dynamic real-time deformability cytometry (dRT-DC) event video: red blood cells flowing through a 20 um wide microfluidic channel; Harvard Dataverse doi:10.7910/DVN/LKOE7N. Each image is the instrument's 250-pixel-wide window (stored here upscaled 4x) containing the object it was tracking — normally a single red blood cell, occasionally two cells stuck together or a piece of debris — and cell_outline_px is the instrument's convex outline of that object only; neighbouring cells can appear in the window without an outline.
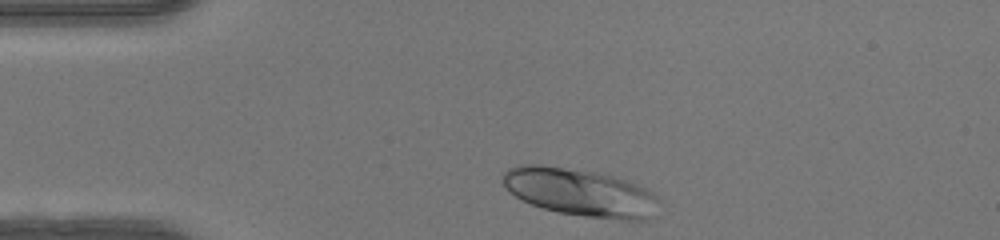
{"species": "human", "species_latin": "Homo sapiens", "temperature_condition": "warm", "stored_images_in_passage": 31, "camera_frame_rate_fps": 3000, "um_per_image_px": 0.085, "donor": {"sex": "female"}, "frame": {"image": 1, "passage_image": 1, "time_ms": 0.0, "image_size_px": [1000, 240], "cell_outline_px": [[660, 200], [648, 220], [620, 220], [584, 216], [556, 212], [532, 204], [516, 196], [504, 184], [504, 172], [508, 168], [520, 164], [540, 164], [596, 172], [628, 180], [648, 188], [656, 192]], "centroid_in_image_um": [49.38, 16.35], "position_along_channel_um": 35.6, "area_um2": 43.47}}
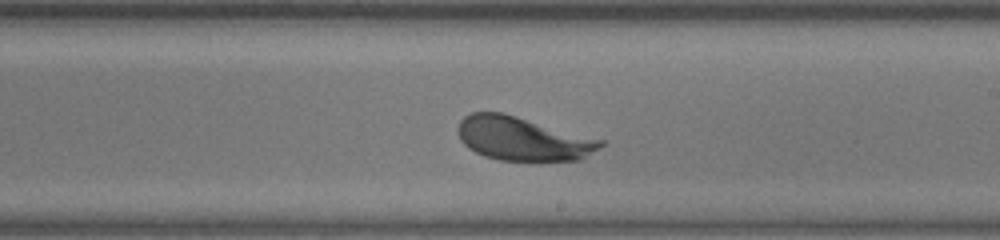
{"frame": {"image": 2, "passage_image": 19, "time_ms": 6.0, "image_size_px": [1000, 240], "cell_outline_px": [[604, 144], [600, 148], [580, 160], [500, 160], [484, 156], [468, 148], [460, 140], [456, 132], [460, 120], [464, 116], [472, 112], [504, 112], [604, 140]], "centroid_in_image_um": [44.41, 11.77], "position_along_channel_um": 244.6, "area_um2": 36.47}}
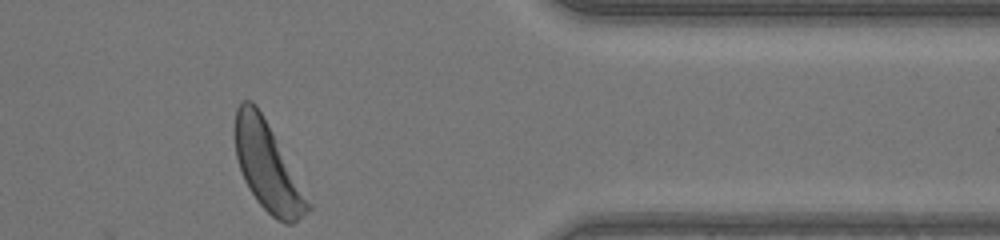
{"frame": {"image": 3, "passage_image": 31, "time_ms": 10.0, "image_size_px": [1000, 240], "cell_outline_px": [[312, 208], [292, 224], [284, 224], [276, 220], [256, 200], [248, 188], [244, 180], [236, 156], [232, 132], [232, 128], [236, 108], [240, 100], [252, 100], [256, 104], [312, 204]], "centroid_in_image_um": [22.69, 14.14], "position_along_channel_um": 388.7, "area_um2": 37.4}, "authors_computed_cell_mechanics": {"area_um2": 37.1076, "velocity_mm_per_s": 4.1189, "shape_relaxation_time_tau1_ms": 1.2195, "shape_relaxation_time_tau2_ms": null, "deformation_change_tau1": 0.1193, "deformation_change_tau2": null}}